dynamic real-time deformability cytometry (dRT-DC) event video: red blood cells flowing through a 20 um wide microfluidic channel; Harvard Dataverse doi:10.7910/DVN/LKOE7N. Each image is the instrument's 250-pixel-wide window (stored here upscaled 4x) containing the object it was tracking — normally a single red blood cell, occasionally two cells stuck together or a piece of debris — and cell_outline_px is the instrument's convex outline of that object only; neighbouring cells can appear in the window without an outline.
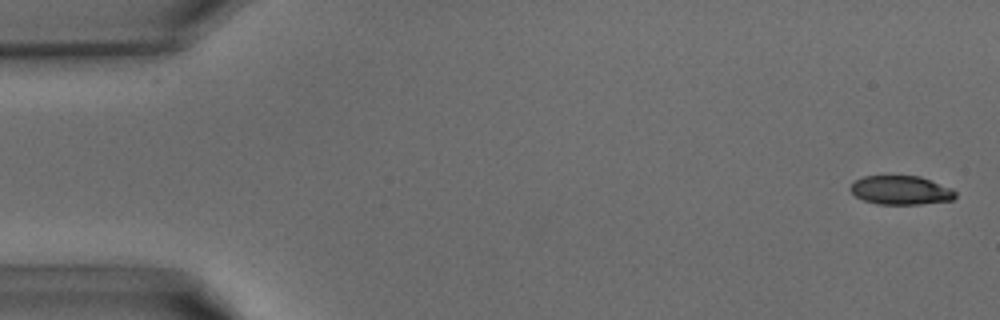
{"species": "common noctule bat (a hibernating species)", "species_latin": "Nyctalus noctula", "temperature_condition": "warm", "stored_images_in_passage": 39, "camera_frame_rate_fps": 3000, "um_per_image_px": 0.085, "animal": {"sex": "male", "body_mass_g": 15.6}, "frame": {"image": 1, "passage_image": 1, "time_ms": 0.0, "image_size_px": [1000, 320], "cell_outline_px": [[956, 196], [952, 200], [920, 204], [876, 204], [864, 200], [856, 196], [848, 188], [856, 180], [864, 176], [920, 176], [952, 188], [956, 192]], "centroid_in_image_um": [76.58, 16.17], "position_along_channel_um": 8.4, "area_um2": 17.63}}
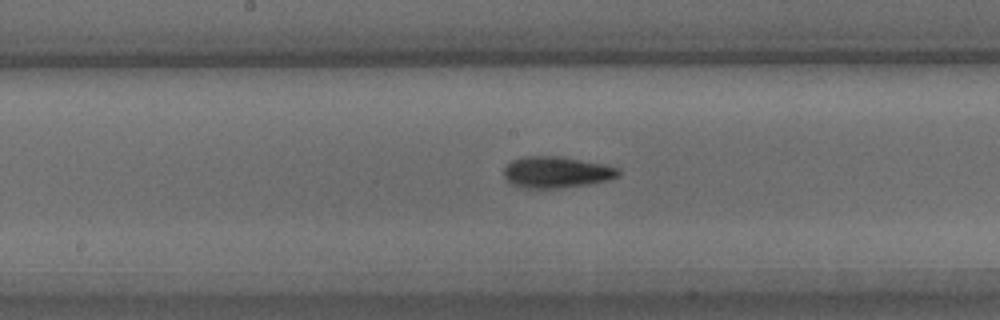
{"frame": {"image": 2, "passage_image": 20, "time_ms": 6.333, "image_size_px": [1000, 320], "cell_outline_px": [[620, 176], [608, 180], [588, 184], [556, 188], [524, 188], [512, 184], [504, 176], [504, 168], [512, 160], [528, 156], [560, 156], [604, 164], [620, 168]], "centroid_in_image_um": [47.33, 14.63], "position_along_channel_um": 200.9, "area_um2": 20.87}}
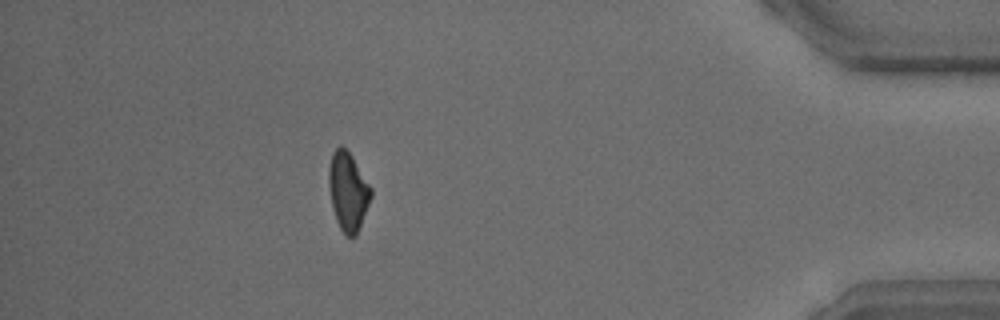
{"frame": {"image": 3, "passage_image": 35, "time_ms": 11.333, "image_size_px": [1000, 320], "cell_outline_px": [[372, 196], [356, 236], [348, 236], [340, 228], [336, 220], [332, 208], [328, 184], [328, 168], [332, 152], [340, 144], [352, 156], [372, 188]], "centroid_in_image_um": [29.57, 16.25], "position_along_channel_um": 405.6, "area_um2": 19.31}}